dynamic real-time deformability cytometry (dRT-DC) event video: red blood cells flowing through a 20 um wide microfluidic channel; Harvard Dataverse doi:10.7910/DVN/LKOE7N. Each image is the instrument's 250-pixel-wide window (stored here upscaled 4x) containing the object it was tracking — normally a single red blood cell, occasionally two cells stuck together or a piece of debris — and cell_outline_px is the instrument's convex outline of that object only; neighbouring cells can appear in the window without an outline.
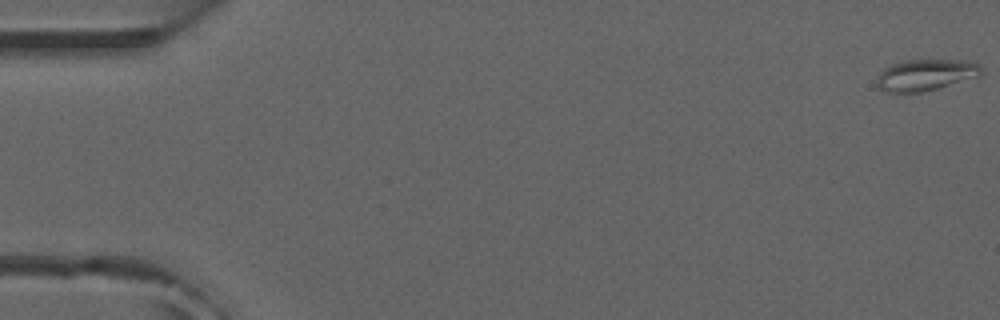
{"species": "common noctule bat (a hibernating species)", "species_latin": "Nyctalus noctula", "temperature_condition": "room temperature", "stored_images_in_passage": 6, "camera_frame_rate_fps": 3000, "um_per_image_px": 0.085, "animal": {"sex": "male", "forearm_length_mm": 52.5}, "frame": {"image": 1, "passage_image": 1, "time_ms": 0.0, "image_size_px": [1000, 320], "cell_outline_px": [[980, 76], [936, 88], [920, 92], [888, 92], [880, 88], [876, 84], [876, 80], [880, 72], [884, 68], [892, 64], [904, 60], [972, 60], [980, 68]], "centroid_in_image_um": [78.65, 6.35], "position_along_channel_um": 6.4, "area_um2": 18.84}}
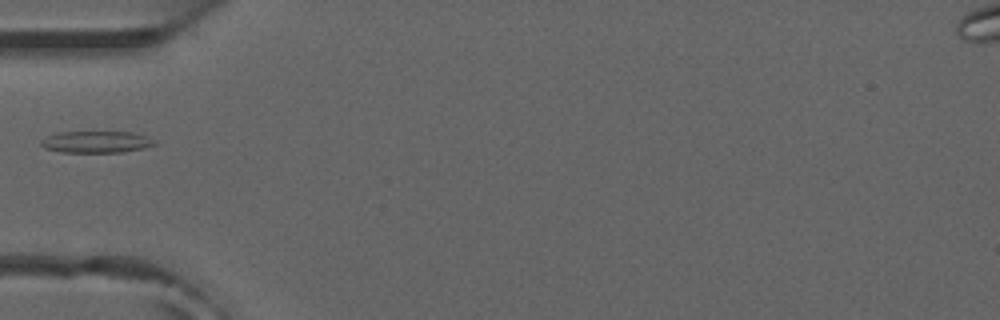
{"frame": {"image": 2, "passage_image": 5, "time_ms": 1.333, "image_size_px": [1000, 320], "cell_outline_px": [[156, 144], [144, 148], [120, 152], [60, 152], [44, 148], [40, 144], [40, 140], [56, 132], [132, 132], [156, 140]], "centroid_in_image_um": [8.15, 12.06], "position_along_channel_um": 76.8, "area_um2": 14.33}}
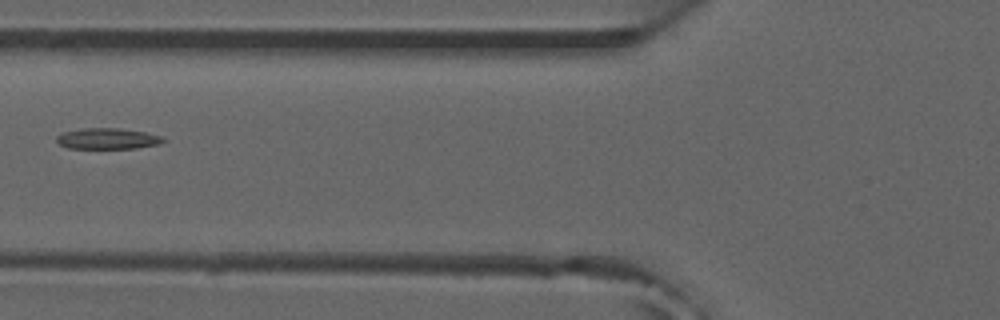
{"frame": {"image": 3, "passage_image": 6, "time_ms": 1.667, "image_size_px": [1000, 320], "cell_outline_px": [[164, 140], [160, 144], [136, 148], [68, 148], [60, 144], [56, 140], [56, 136], [64, 132], [84, 128], [120, 128], [144, 132], [164, 136]], "centroid_in_image_um": [9.16, 11.78], "position_along_channel_um": 116.6, "area_um2": 12.95}}